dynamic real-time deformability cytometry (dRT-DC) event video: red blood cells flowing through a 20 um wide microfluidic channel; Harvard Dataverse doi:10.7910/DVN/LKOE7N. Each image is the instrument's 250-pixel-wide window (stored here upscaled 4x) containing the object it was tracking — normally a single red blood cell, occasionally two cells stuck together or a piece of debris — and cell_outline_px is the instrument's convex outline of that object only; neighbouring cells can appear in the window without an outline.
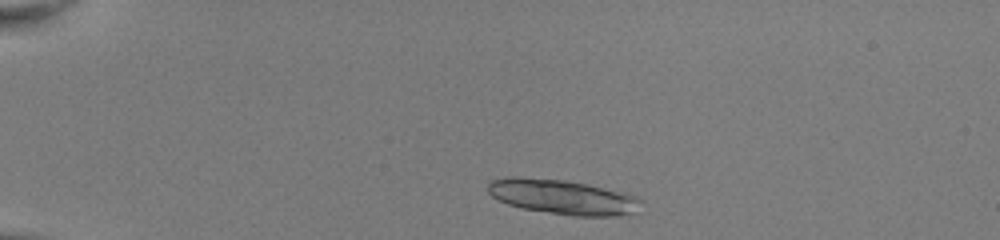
{"species": "common noctule bat (a hibernating species)", "species_latin": "Nyctalus noctula", "temperature_condition": "room temperature", "stored_images_in_passage": 18, "camera_frame_rate_fps": 3000, "um_per_image_px": 0.085, "animal": {"sex": "female", "body_mass_g": 22.0, "forearm_length_mm": 56.7}, "frame": {"image": 1, "passage_image": 3, "time_ms": 0.667, "image_size_px": [1000, 240], "cell_outline_px": [[644, 200], [632, 212], [616, 216], [572, 216], [520, 208], [496, 200], [488, 192], [488, 180], [504, 176], [516, 176], [568, 180], [588, 184], [636, 196]], "centroid_in_image_um": [47.72, 16.72], "position_along_channel_um": 37.3, "area_um2": 31.27}}